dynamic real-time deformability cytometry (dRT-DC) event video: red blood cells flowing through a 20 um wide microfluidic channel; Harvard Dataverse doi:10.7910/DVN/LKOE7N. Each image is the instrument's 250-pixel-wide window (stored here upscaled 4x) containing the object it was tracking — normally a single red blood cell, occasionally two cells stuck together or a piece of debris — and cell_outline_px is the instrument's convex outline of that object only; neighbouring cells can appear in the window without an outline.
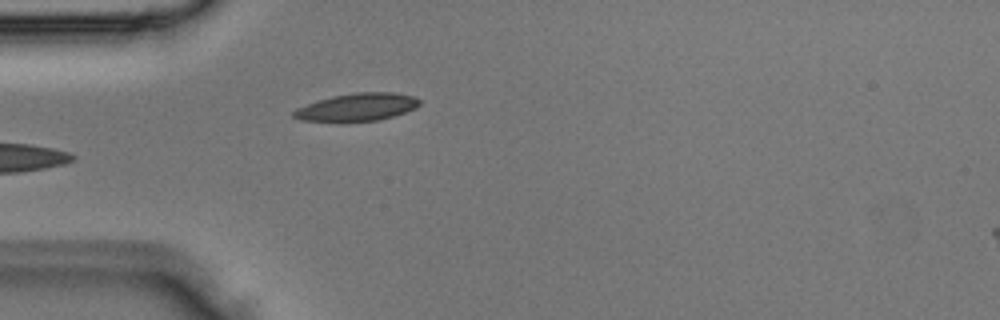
{"species": "Egyptian fruit bat (a non-hibernating species)", "species_latin": "Rousettus aegyptiacus", "temperature_condition": "room temperature", "stored_images_in_passage": 4, "camera_frame_rate_fps": 3000, "um_per_image_px": 0.085, "animal": {"sex": "male"}, "frame": {"image": 1, "passage_image": 4, "time_ms": 1.0, "image_size_px": [1000, 320], "cell_outline_px": [[420, 104], [416, 108], [380, 120], [336, 124], [300, 120], [292, 116], [292, 112], [296, 108], [332, 96], [356, 92], [392, 92], [412, 96], [420, 100]], "centroid_in_image_um": [30.29, 9.15], "position_along_channel_um": 54.7, "area_um2": 20.87}}